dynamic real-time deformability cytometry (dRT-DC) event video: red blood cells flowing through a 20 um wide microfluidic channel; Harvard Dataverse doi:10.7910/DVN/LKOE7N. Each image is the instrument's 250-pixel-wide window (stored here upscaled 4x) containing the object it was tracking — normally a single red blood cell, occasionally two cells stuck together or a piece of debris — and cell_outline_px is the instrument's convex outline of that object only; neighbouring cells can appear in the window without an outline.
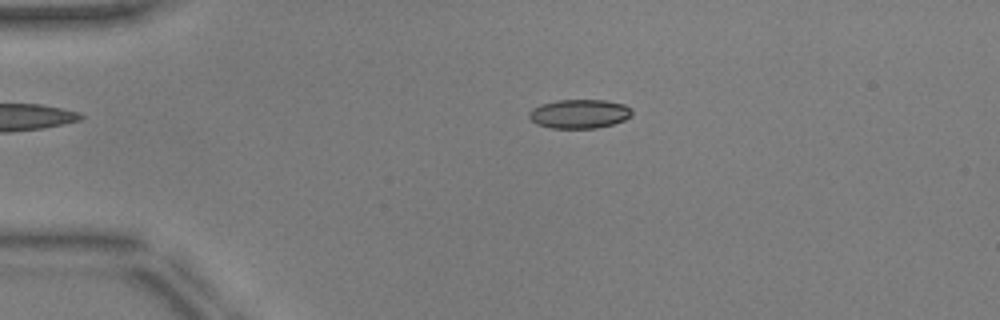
{"species": "common noctule bat (a hibernating species)", "species_latin": "Nyctalus noctula", "temperature_condition": "warm", "stored_images_in_passage": 51, "camera_frame_rate_fps": 3000, "um_per_image_px": 0.085, "animal": {"sex": "male", "body_mass_g": 17.9, "forearm_length_mm": 54.2}, "frame": {"image": 1, "passage_image": 11, "time_ms": 3.333, "image_size_px": [1000, 320], "cell_outline_px": [[632, 116], [624, 120], [612, 124], [596, 128], [552, 128], [536, 124], [528, 116], [528, 112], [532, 108], [540, 104], [556, 100], [604, 100], [624, 104], [632, 108]], "centroid_in_image_um": [49.24, 9.67], "position_along_channel_um": 35.8, "area_um2": 17.51}}
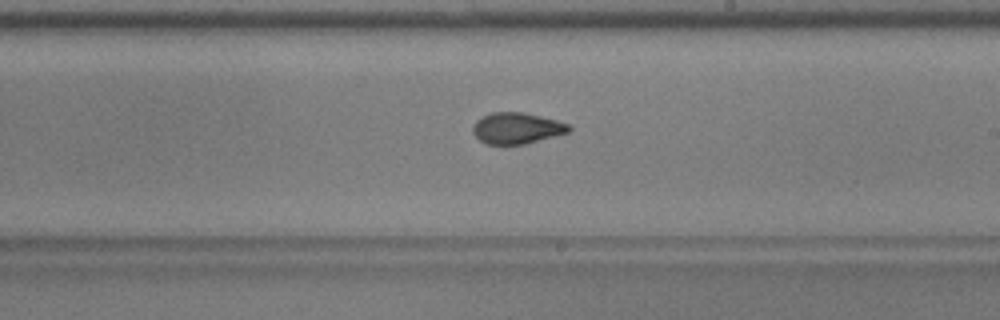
{"frame": {"image": 2, "passage_image": 30, "time_ms": 9.667, "image_size_px": [1000, 320], "cell_outline_px": [[572, 128], [568, 132], [524, 144], [484, 144], [472, 132], [472, 124], [480, 116], [492, 112], [520, 112], [540, 116], [556, 120], [568, 124]], "centroid_in_image_um": [43.86, 10.89], "position_along_channel_um": 245.1, "area_um2": 17.4}}
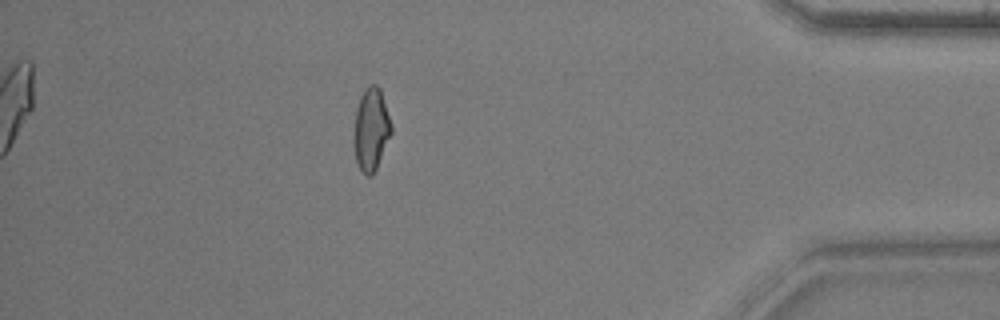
{"frame": {"image": 3, "passage_image": 45, "time_ms": 14.667, "image_size_px": [1000, 320], "cell_outline_px": [[392, 132], [376, 168], [372, 176], [368, 176], [360, 168], [356, 160], [352, 140], [352, 136], [356, 108], [360, 96], [368, 84], [376, 84], [380, 88], [392, 124]], "centroid_in_image_um": [31.52, 10.96], "position_along_channel_um": 403.7, "area_um2": 18.21}, "authors_computed_cell_mechanics": {"area_um2": 17.6868, "velocity_mm_per_s": 3.9647, "shape_relaxation_time_tau1_ms": null, "shape_relaxation_time_tau2_ms": 1.317, "deformation_change_tau1": null, "deformation_change_tau2": 0.0637}}